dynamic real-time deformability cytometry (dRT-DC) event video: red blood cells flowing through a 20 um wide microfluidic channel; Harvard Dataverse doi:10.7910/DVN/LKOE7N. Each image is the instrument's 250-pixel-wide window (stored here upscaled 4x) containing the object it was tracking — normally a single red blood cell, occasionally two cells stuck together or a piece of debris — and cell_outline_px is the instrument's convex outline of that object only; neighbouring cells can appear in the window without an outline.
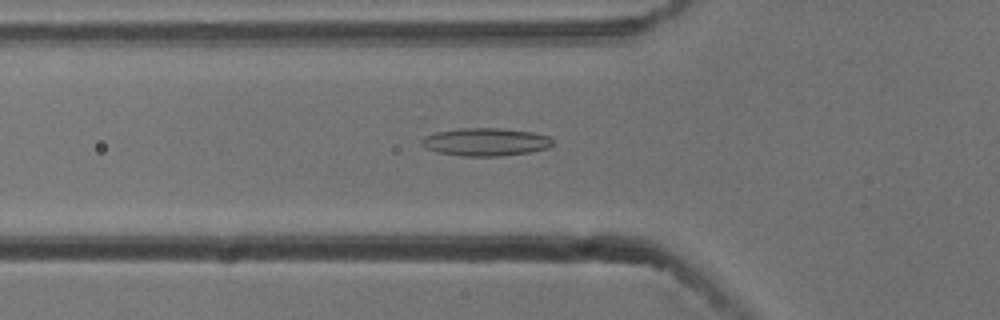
{"species": "common noctule bat (a hibernating species)", "species_latin": "Nyctalus noctula", "temperature_condition": "cold", "stored_images_in_passage": 34, "camera_frame_rate_fps": 3000, "um_per_image_px": 0.085, "animal": {"sex": "male", "body_mass_g": 13.3}, "frame": {"image": 1, "passage_image": 7, "time_ms": 2.0, "image_size_px": [1000, 320], "cell_outline_px": [[552, 144], [548, 148], [528, 152], [500, 156], [460, 156], [436, 152], [420, 144], [420, 140], [424, 136], [436, 132], [460, 128], [500, 128], [532, 132], [548, 136], [552, 140]], "centroid_in_image_um": [41.24, 12.06], "position_along_channel_um": 84.6, "area_um2": 21.27}}
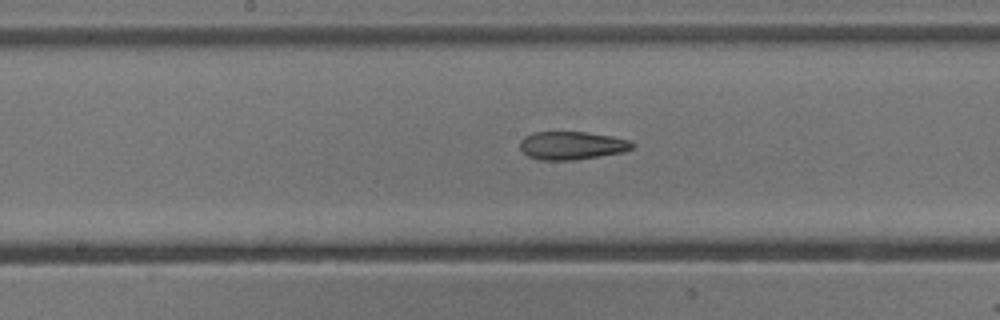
{"frame": {"image": 2, "passage_image": 16, "time_ms": 5.0, "image_size_px": [1000, 320], "cell_outline_px": [[636, 144], [632, 148], [624, 152], [572, 160], [540, 160], [528, 156], [520, 148], [520, 140], [524, 136], [532, 132], [584, 132], [612, 136], [628, 140]], "centroid_in_image_um": [48.59, 12.36], "position_along_channel_um": 199.6, "area_um2": 18.38}}
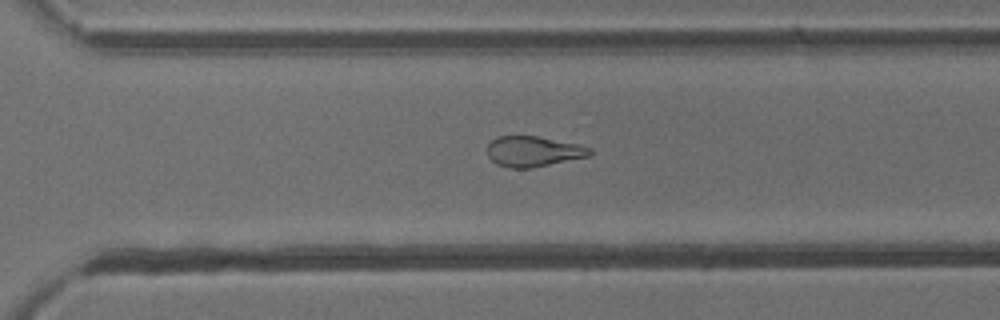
{"frame": {"image": 3, "passage_image": 26, "time_ms": 8.333, "image_size_px": [1000, 320], "cell_outline_px": [[592, 156], [532, 168], [508, 168], [496, 164], [488, 156], [488, 144], [496, 136], [536, 136], [580, 144], [592, 148]], "centroid_in_image_um": [45.37, 12.88], "position_along_channel_um": 325.2, "area_um2": 18.44}, "authors_computed_cell_mechanics": {"area_um2": 18.6116, "velocity_mm_per_s": 3.7903, "shape_relaxation_time_tau1_ms": null, "shape_relaxation_time_tau2_ms": 4.8099, "deformation_change_tau1": null, "deformation_change_tau2": 0.1388}}